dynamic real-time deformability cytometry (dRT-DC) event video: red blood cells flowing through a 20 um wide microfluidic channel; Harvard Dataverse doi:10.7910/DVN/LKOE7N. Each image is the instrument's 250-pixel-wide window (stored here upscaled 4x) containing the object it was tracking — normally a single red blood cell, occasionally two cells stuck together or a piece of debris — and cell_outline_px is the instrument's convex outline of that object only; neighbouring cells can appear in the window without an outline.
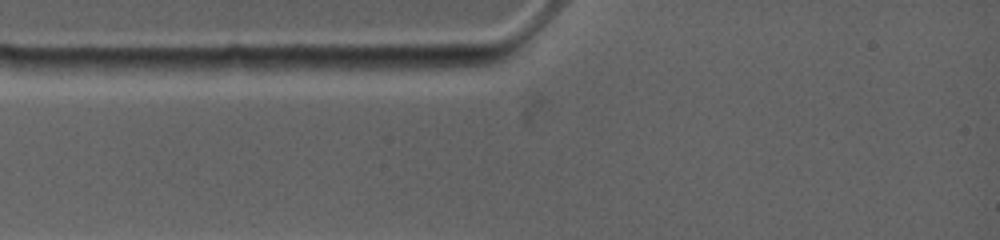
{"species": "common noctule bat (a hibernating species)", "species_latin": "Nyctalus noctula", "temperature_condition": "warm", "stored_images_in_passage": 2, "camera_frame_rate_fps": 4500, "um_per_image_px": 0.085, "animal": {"sex": "female", "body_mass_g": 19.0, "forearm_length_mm": 53.3}, "frame": {"image": 1, "passage_image": 1, "time_ms": 0.0, "image_size_px": [1000, 240], "cell_outline_px": [[168, 68], [160, 76], [88, 76], [68, 64], [68, 60], [160, 60]], "centroid_in_image_um": [10.16, 5.75], "position_along_channel_um": 74.8, "area_um2": 10.23}}